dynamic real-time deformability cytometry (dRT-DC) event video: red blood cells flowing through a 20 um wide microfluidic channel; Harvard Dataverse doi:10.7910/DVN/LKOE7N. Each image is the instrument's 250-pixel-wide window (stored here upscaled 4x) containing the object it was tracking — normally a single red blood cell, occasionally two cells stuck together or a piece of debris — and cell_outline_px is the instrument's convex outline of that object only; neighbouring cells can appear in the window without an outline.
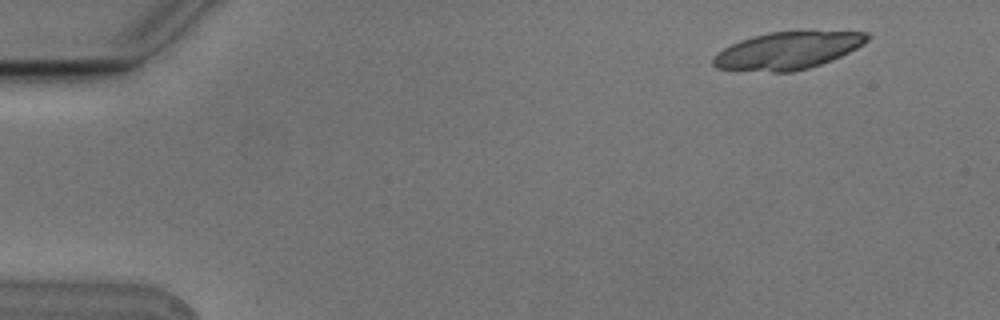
{"species": "Egyptian fruit bat (a non-hibernating species)", "species_latin": "Rousettus aegyptiacus", "temperature_condition": "cold", "stored_images_in_passage": 7, "camera_frame_rate_fps": 3000, "um_per_image_px": 0.085, "animal": {"sex": "male"}, "frame": {"image": 1, "passage_image": 1, "time_ms": 0.0, "image_size_px": [1000, 320], "cell_outline_px": [[872, 36], [864, 44], [832, 60], [808, 68], [792, 72], [772, 72], [716, 68], [712, 64], [712, 56], [716, 52], [740, 40], [752, 36], [768, 32], [868, 32]], "centroid_in_image_um": [66.92, 4.31], "position_along_channel_um": 18.1, "area_um2": 33.29}}
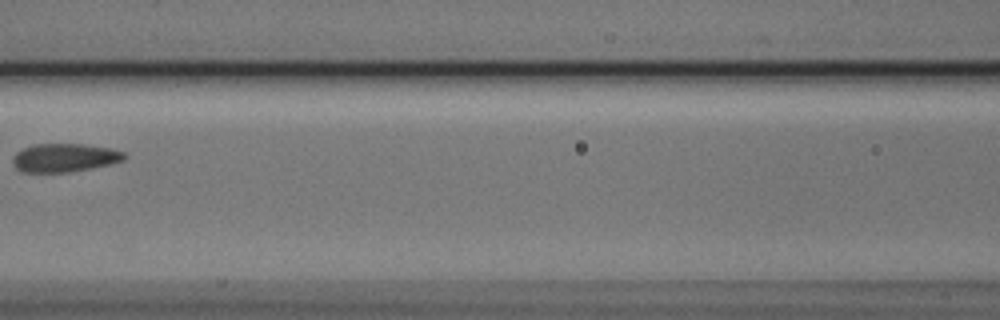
{"frame": {"image": 2, "passage_image": 6, "time_ms": 1.667, "image_size_px": [1000, 320], "cell_outline_px": [[128, 156], [124, 160], [108, 164], [68, 172], [20, 172], [16, 168], [12, 160], [16, 152], [32, 144], [84, 144], [112, 148], [124, 152]], "centroid_in_image_um": [5.48, 13.39], "position_along_channel_um": 161.1, "area_um2": 18.44}}
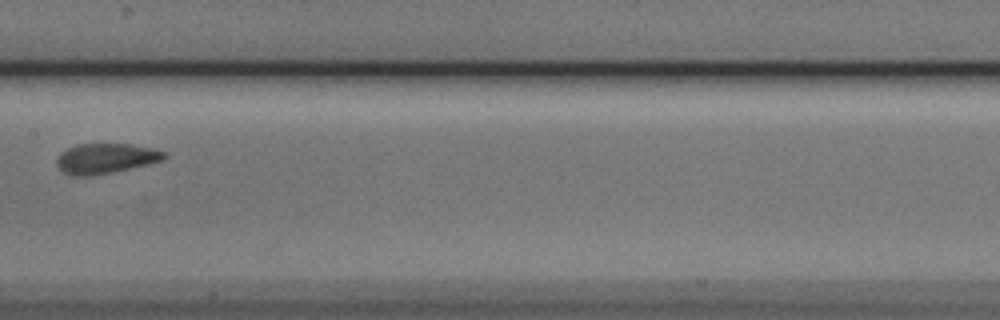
{"frame": {"image": 3, "passage_image": 7, "time_ms": 2.0, "image_size_px": [1000, 320], "cell_outline_px": [[168, 156], [164, 160], [148, 164], [112, 172], [92, 176], [72, 176], [64, 172], [56, 164], [56, 160], [60, 152], [68, 148], [80, 144], [132, 144], [156, 148], [164, 152]], "centroid_in_image_um": [9.01, 13.46], "position_along_channel_um": 198.4, "area_um2": 18.96}}